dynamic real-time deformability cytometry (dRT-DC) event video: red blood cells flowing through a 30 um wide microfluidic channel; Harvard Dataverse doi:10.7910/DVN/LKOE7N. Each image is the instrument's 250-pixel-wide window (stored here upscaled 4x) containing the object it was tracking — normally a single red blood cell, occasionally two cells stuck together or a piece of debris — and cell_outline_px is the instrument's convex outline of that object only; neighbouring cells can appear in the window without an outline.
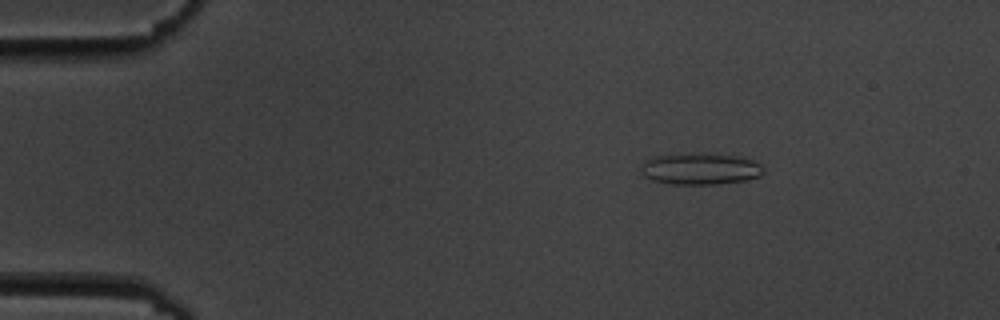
{"species": "common noctule bat (a hibernating species)", "species_latin": "Nyctalus noctula", "temperature_condition": "cold", "stored_images_in_passage": 4, "camera_frame_rate_fps": 3000, "um_per_image_px": 0.085, "animal": {"sex": "male", "body_mass_g": 19.5, "forearm_length_mm": 54.6}, "frame": {"image": 1, "passage_image": 1, "time_ms": 0.0, "image_size_px": [1000, 320], "cell_outline_px": [[764, 172], [760, 176], [744, 180], [716, 184], [672, 184], [652, 180], [644, 176], [644, 164], [652, 156], [732, 156], [752, 160], [760, 164], [764, 168]], "centroid_in_image_um": [59.58, 14.41], "position_along_channel_um": 25.4, "area_um2": 21.1}}